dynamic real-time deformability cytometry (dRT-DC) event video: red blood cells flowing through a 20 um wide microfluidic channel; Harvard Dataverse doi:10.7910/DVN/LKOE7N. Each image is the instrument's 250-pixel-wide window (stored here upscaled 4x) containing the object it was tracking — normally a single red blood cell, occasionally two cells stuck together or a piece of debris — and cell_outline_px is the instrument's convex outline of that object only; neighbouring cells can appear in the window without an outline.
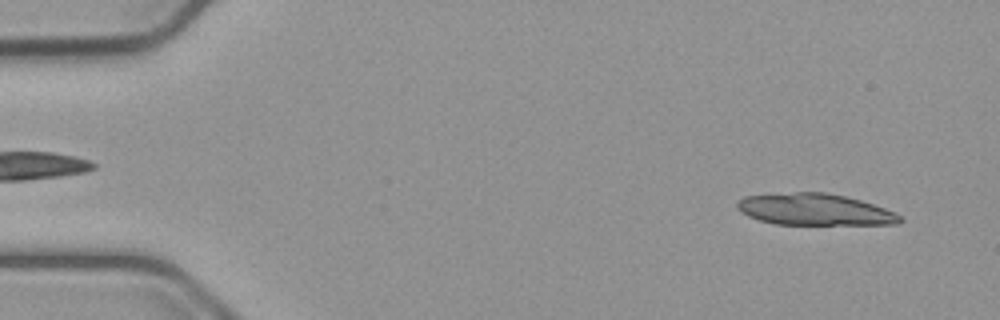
{"species": "common noctule bat (a hibernating species)", "species_latin": "Nyctalus noctula", "temperature_condition": "cold", "stored_images_in_passage": 22, "camera_frame_rate_fps": 3000, "um_per_image_px": 0.085, "animal": {"sex": "male", "body_mass_g": 23.1, "forearm_length_mm": 52.7}, "frame": {"image": 1, "passage_image": 3, "time_ms": 0.667, "image_size_px": [1000, 320], "cell_outline_px": [[904, 220], [900, 224], [776, 224], [760, 220], [748, 216], [740, 212], [736, 208], [736, 200], [744, 196], [796, 192], [824, 192], [844, 196], [860, 200], [896, 212]], "centroid_in_image_um": [69.22, 17.81], "position_along_channel_um": 15.8, "area_um2": 29.94}}
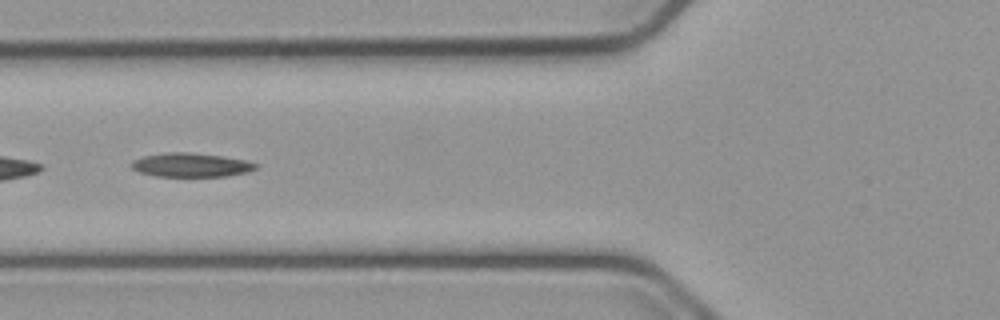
{"frame": {"image": 2, "passage_image": 20, "time_ms": 6.333, "image_size_px": [1000, 320], "cell_outline_px": [[260, 164], [256, 168], [248, 172], [224, 176], [156, 176], [140, 172], [132, 168], [132, 160], [144, 156], [168, 152], [188, 152], [224, 156], [248, 160]], "centroid_in_image_um": [16.29, 14.01], "position_along_channel_um": 109.5, "area_um2": 17.34}}